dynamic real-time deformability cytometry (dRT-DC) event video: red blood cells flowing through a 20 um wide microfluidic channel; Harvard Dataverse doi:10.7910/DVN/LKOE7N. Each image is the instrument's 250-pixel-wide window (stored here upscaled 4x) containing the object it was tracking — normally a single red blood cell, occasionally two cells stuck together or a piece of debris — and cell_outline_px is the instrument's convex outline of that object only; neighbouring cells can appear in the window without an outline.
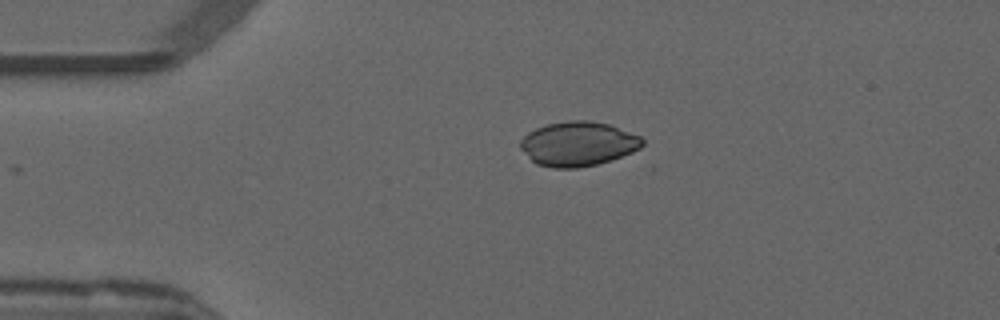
{"species": "common noctule bat (a hibernating species)", "species_latin": "Nyctalus noctula", "temperature_condition": "warm", "stored_images_in_passage": 38, "camera_frame_rate_fps": 3000, "um_per_image_px": 0.085, "animal": {"sex": "male", "forearm_length_mm": 52.5}, "frame": {"image": 1, "passage_image": 1, "time_ms": 0.0, "image_size_px": [1000, 320], "cell_outline_px": [[644, 144], [640, 148], [632, 152], [596, 164], [576, 168], [552, 168], [536, 164], [520, 148], [520, 140], [528, 132], [536, 128], [548, 124], [568, 120], [588, 120], [608, 124], [640, 136], [644, 140]], "centroid_in_image_um": [49.11, 12.22], "position_along_channel_um": 35.9, "area_um2": 31.39}}